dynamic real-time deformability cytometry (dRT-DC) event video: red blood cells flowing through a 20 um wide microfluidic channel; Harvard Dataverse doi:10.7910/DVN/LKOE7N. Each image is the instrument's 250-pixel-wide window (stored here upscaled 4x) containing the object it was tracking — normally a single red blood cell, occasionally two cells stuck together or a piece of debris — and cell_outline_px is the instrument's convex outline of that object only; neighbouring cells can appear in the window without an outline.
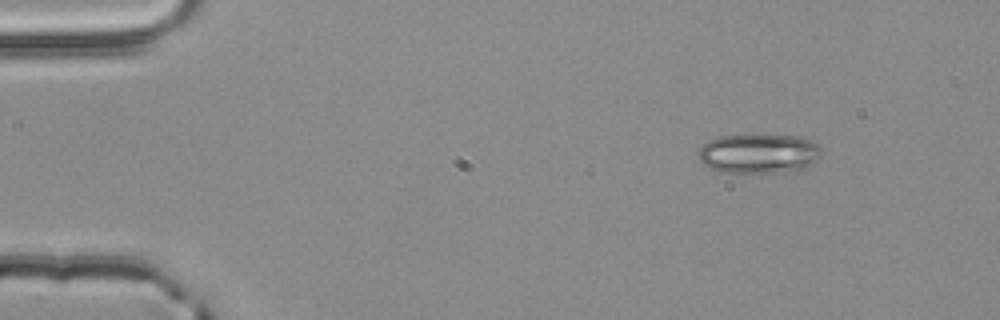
{"species": "common noctule bat (a hibernating species)", "species_latin": "Nyctalus noctula", "temperature_condition": "room temperature", "stored_images_in_passage": 4, "camera_frame_rate_fps": 3000, "um_per_image_px": 0.085, "animal": {"sex": "male", "body_mass_g": 20.4}, "frame": {"image": 1, "passage_image": 1, "time_ms": 0.0, "image_size_px": [1000, 320], "cell_outline_px": [[820, 156], [812, 164], [804, 168], [776, 172], [720, 172], [708, 168], [700, 160], [700, 148], [704, 144], [720, 136], [752, 132], [800, 136], [812, 140], [820, 148]], "centroid_in_image_um": [64.5, 13.0], "position_along_channel_um": 20.5, "area_um2": 28.9}}